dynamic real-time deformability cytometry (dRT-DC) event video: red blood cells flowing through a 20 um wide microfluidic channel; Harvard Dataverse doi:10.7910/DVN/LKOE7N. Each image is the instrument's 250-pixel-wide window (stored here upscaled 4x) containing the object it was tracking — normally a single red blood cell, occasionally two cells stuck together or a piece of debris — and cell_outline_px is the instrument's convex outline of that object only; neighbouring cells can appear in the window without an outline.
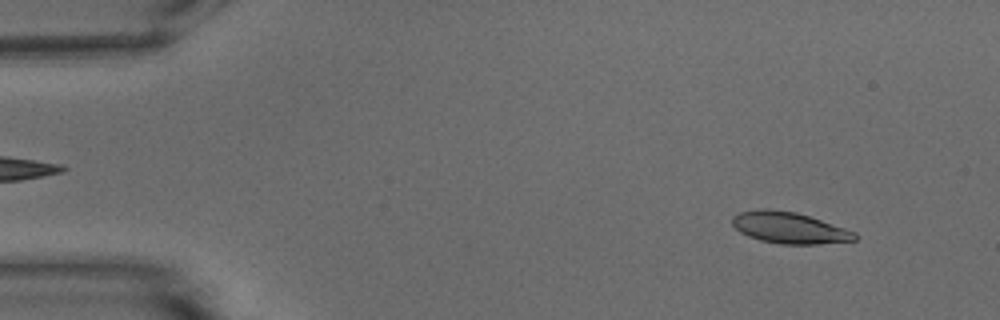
{"species": "common noctule bat (a hibernating species)", "species_latin": "Nyctalus noctula", "temperature_condition": "warm", "stored_images_in_passage": 53, "camera_frame_rate_fps": 3000, "um_per_image_px": 0.085, "animal": {"sex": "male", "body_mass_g": 15.6}, "frame": {"image": 1, "passage_image": 5, "time_ms": 1.333, "image_size_px": [1000, 320], "cell_outline_px": [[856, 240], [820, 244], [780, 244], [760, 240], [748, 236], [740, 232], [732, 224], [732, 216], [740, 212], [764, 208], [768, 208], [796, 212], [856, 232]], "centroid_in_image_um": [67.06, 19.36], "position_along_channel_um": 17.9, "area_um2": 22.25}}
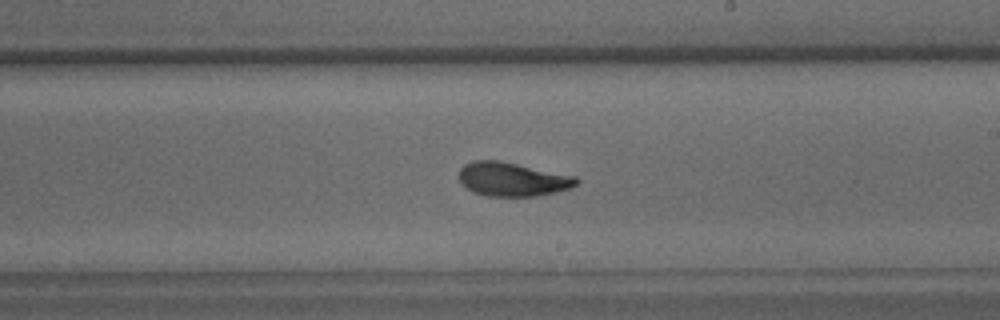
{"frame": {"image": 2, "passage_image": 31, "time_ms": 10.0, "image_size_px": [1000, 320], "cell_outline_px": [[580, 180], [576, 184], [568, 188], [556, 192], [536, 196], [488, 196], [472, 192], [460, 180], [460, 168], [464, 164], [472, 160], [500, 160], [576, 176]], "centroid_in_image_um": [43.56, 15.22], "position_along_channel_um": 245.4, "area_um2": 23.12}}
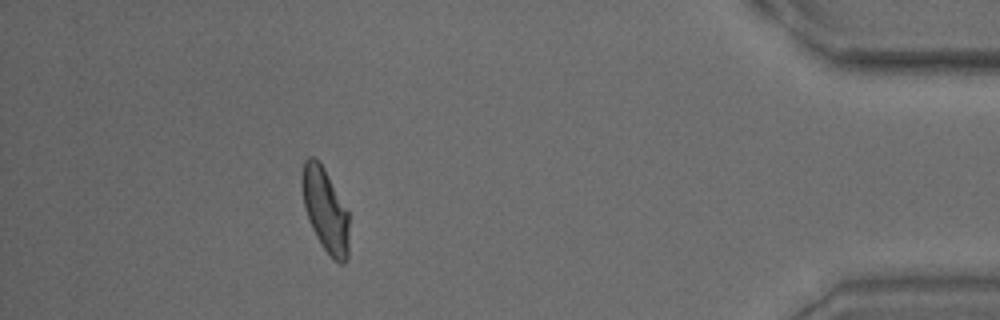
{"frame": {"image": 3, "passage_image": 48, "time_ms": 15.667, "image_size_px": [1000, 320], "cell_outline_px": [[348, 260], [344, 264], [340, 264], [320, 244], [308, 220], [304, 208], [300, 184], [300, 180], [304, 160], [308, 156], [312, 156], [324, 168], [348, 212]], "centroid_in_image_um": [27.62, 17.84], "position_along_channel_um": 407.6, "area_um2": 22.89}, "authors_computed_cell_mechanics": {"area_um2": 22.9466, "velocity_mm_per_s": 3.7615, "shape_relaxation_time_tau1_ms": 4.6222, "shape_relaxation_time_tau2_ms": 1.8383, "deformation_change_tau1": 0.1669, "deformation_change_tau2": 0.0784}}